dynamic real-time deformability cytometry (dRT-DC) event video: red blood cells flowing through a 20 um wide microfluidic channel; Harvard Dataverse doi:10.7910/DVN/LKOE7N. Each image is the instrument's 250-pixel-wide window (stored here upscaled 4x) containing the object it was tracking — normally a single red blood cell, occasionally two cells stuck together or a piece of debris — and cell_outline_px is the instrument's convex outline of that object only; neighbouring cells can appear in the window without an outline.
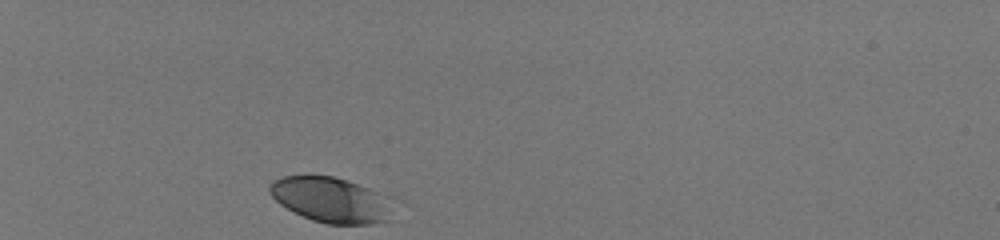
{"species": "human", "species_latin": "Homo sapiens", "temperature_condition": "room temperature", "stored_images_in_passage": 31, "camera_frame_rate_fps": 3000, "um_per_image_px": 0.085, "donor": {"sex": "male"}, "frame": {"image": 1, "passage_image": 1, "time_ms": 0.0, "image_size_px": [1000, 240], "cell_outline_px": [[392, 196], [388, 220], [372, 224], [328, 224], [312, 220], [280, 204], [268, 192], [268, 184], [272, 180], [284, 176], [332, 176]], "centroid_in_image_um": [28.13, 16.98], "position_along_channel_um": 56.9, "area_um2": 32.37}}
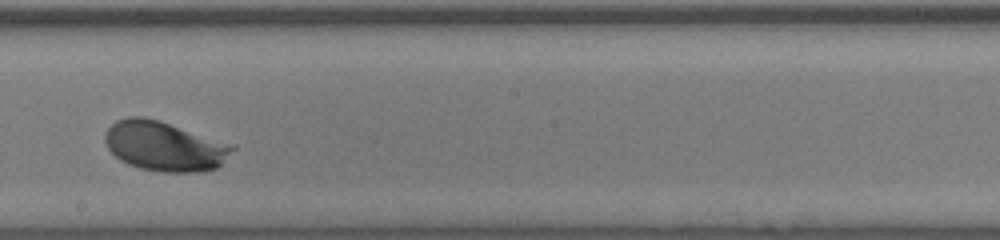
{"frame": {"image": 2, "passage_image": 18, "time_ms": 5.667, "image_size_px": [1000, 240], "cell_outline_px": [[236, 148], [216, 168], [200, 172], [164, 172], [140, 168], [128, 164], [120, 160], [108, 148], [104, 140], [104, 136], [108, 128], [116, 120], [128, 116], [144, 116], [160, 120], [236, 144]], "centroid_in_image_um": [14.01, 12.4], "position_along_channel_um": 234.2, "area_um2": 37.22}}
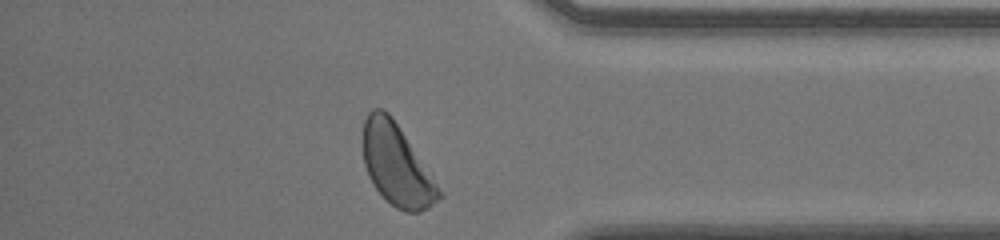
{"frame": {"image": 3, "passage_image": 31, "time_ms": 10.0, "image_size_px": [1000, 240], "cell_outline_px": [[444, 196], [428, 208], [420, 212], [404, 212], [396, 208], [372, 184], [368, 176], [364, 164], [364, 120], [368, 112], [372, 108], [384, 108], [392, 116], [444, 192]], "centroid_in_image_um": [33.75, 14.03], "position_along_channel_um": 401.5, "area_um2": 36.01}, "authors_computed_cell_mechanics": {"area_um2": 34.7378, "velocity_mm_per_s": 4.0005, "shape_relaxation_time_tau1_ms": 1.6048, "shape_relaxation_time_tau2_ms": null, "deformation_change_tau1": 0.1129, "deformation_change_tau2": null}}